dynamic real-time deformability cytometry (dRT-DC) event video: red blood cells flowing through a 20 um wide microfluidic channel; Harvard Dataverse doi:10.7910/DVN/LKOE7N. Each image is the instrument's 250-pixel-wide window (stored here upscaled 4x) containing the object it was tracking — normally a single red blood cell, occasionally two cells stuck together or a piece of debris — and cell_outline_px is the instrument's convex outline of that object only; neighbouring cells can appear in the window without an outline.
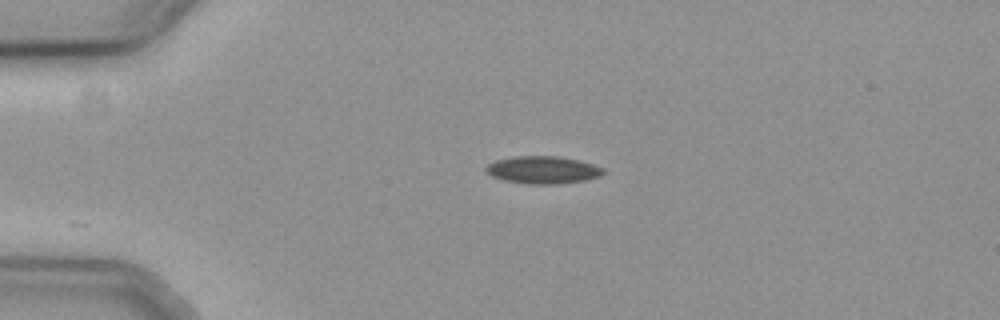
{"species": "common noctule bat (a hibernating species)", "species_latin": "Nyctalus noctula", "temperature_condition": "cold", "stored_images_in_passage": 16, "camera_frame_rate_fps": 3000, "um_per_image_px": 0.085, "animal": {"sex": "female", "body_mass_g": 19.3, "forearm_length_mm": 54.1}, "frame": {"image": 1, "passage_image": 1, "time_ms": 0.0, "image_size_px": [1000, 320], "cell_outline_px": [[608, 172], [600, 176], [588, 180], [560, 184], [528, 184], [504, 180], [492, 176], [484, 172], [484, 168], [488, 164], [496, 160], [512, 156], [556, 156], [580, 160], [604, 168]], "centroid_in_image_um": [46.17, 14.44], "position_along_channel_um": 38.8, "area_um2": 19.13}}